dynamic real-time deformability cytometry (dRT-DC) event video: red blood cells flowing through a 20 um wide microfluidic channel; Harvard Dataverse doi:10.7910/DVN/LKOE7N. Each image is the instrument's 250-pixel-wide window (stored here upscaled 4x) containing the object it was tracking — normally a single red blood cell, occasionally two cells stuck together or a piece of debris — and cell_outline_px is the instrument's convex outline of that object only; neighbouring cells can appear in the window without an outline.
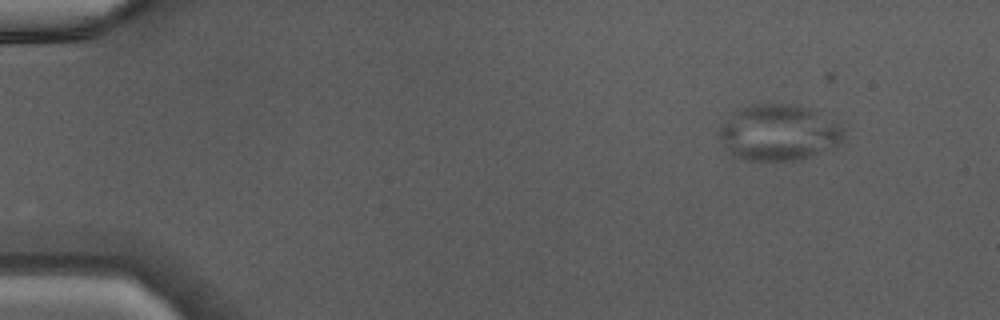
{"species": "Egyptian fruit bat (a non-hibernating species)", "species_latin": "Rousettus aegyptiacus", "temperature_condition": "warm", "stored_images_in_passage": 42, "camera_frame_rate_fps": 3000, "um_per_image_px": 0.085, "animal": {"sex": "male"}, "frame": {"image": 1, "passage_image": 1, "time_ms": 0.0, "image_size_px": [1000, 320], "cell_outline_px": [[844, 140], [832, 148], [800, 160], [748, 160], [732, 156], [716, 132], [732, 112], [740, 108], [756, 104], [788, 104], [816, 108], [836, 124], [844, 132]], "centroid_in_image_um": [66.18, 11.26], "position_along_channel_um": 18.8, "area_um2": 40.75}}
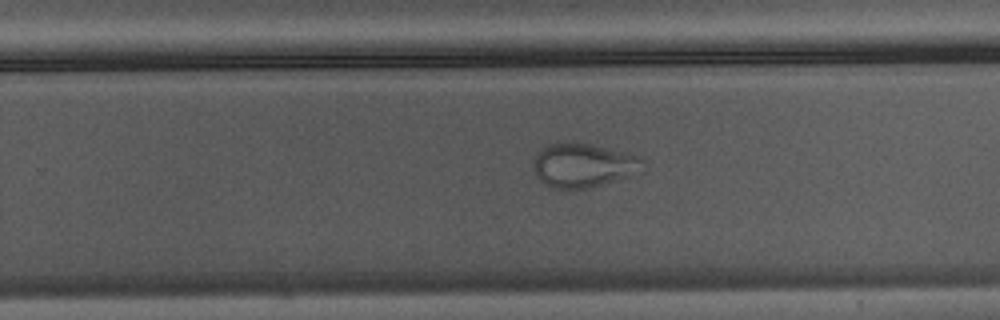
{"frame": {"image": 2, "passage_image": 26, "time_ms": 8.333, "image_size_px": [1000, 320], "cell_outline_px": [[648, 164], [632, 176], [588, 188], [552, 188], [544, 184], [536, 176], [532, 168], [532, 164], [536, 156], [548, 144], [592, 144], [640, 156]], "centroid_in_image_um": [49.62, 14.07], "position_along_channel_um": 280.2, "area_um2": 27.86}}
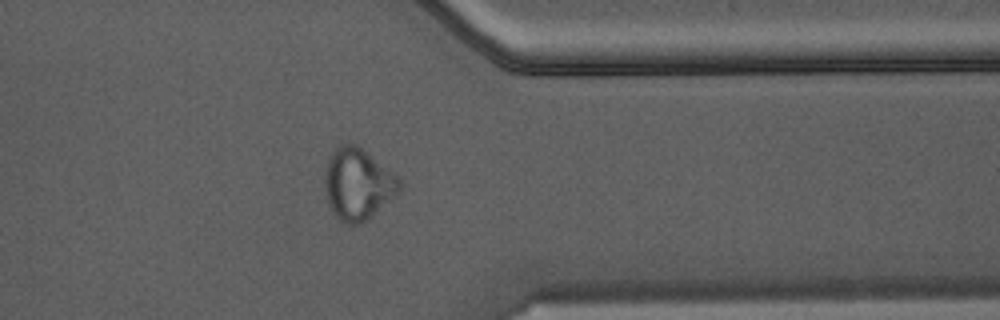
{"frame": {"image": 3, "passage_image": 33, "time_ms": 10.667, "image_size_px": [1000, 320], "cell_outline_px": [[404, 184], [400, 192], [368, 220], [360, 224], [344, 224], [332, 212], [328, 204], [324, 184], [324, 176], [328, 160], [332, 152], [340, 144], [348, 140], [356, 144], [396, 176]], "centroid_in_image_um": [30.41, 15.66], "position_along_channel_um": 381.0, "area_um2": 31.33}}